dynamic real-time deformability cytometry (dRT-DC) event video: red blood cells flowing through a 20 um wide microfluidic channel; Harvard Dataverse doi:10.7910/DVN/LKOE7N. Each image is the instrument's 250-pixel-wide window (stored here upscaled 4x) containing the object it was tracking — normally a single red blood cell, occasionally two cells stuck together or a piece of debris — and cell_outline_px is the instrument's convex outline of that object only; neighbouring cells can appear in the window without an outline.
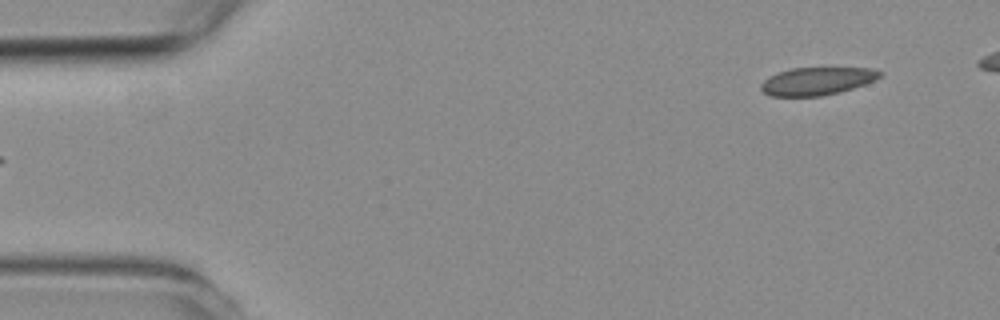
{"species": "common noctule bat (a hibernating species)", "species_latin": "Nyctalus noctula", "temperature_condition": "room temperature", "stored_images_in_passage": 4, "camera_frame_rate_fps": 3000, "um_per_image_px": 0.085, "animal": {"sex": "female", "body_mass_g": 19.3, "forearm_length_mm": 54.1}, "frame": {"image": 1, "passage_image": 4, "time_ms": 3.667, "image_size_px": [1000, 320], "cell_outline_px": [[884, 72], [876, 80], [840, 92], [820, 96], [772, 96], [764, 92], [760, 88], [760, 84], [764, 80], [776, 72], [792, 68], [872, 68]], "centroid_in_image_um": [69.44, 6.89], "position_along_channel_um": 15.6, "area_um2": 19.25}}